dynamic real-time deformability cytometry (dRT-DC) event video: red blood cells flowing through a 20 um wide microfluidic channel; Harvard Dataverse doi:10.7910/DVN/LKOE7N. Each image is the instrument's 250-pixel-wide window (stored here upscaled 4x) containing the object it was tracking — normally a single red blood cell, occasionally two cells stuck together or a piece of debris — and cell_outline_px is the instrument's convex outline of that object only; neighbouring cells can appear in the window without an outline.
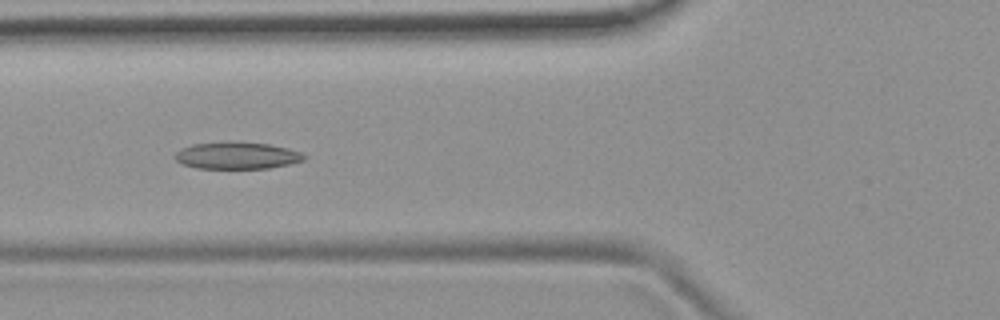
{"species": "common noctule bat (a hibernating species)", "species_latin": "Nyctalus noctula", "temperature_condition": "room temperature", "stored_images_in_passage": 7, "camera_frame_rate_fps": 3000, "um_per_image_px": 0.085, "animal": {"sex": "female", "body_mass_g": 19.9}, "frame": {"image": 1, "passage_image": 5, "time_ms": 1.333, "image_size_px": [1000, 320], "cell_outline_px": [[308, 156], [304, 160], [288, 164], [268, 168], [196, 168], [180, 164], [172, 156], [180, 148], [192, 144], [268, 144], [288, 148], [300, 152]], "centroid_in_image_um": [20.11, 13.26], "position_along_channel_um": 105.7, "area_um2": 19.59}}
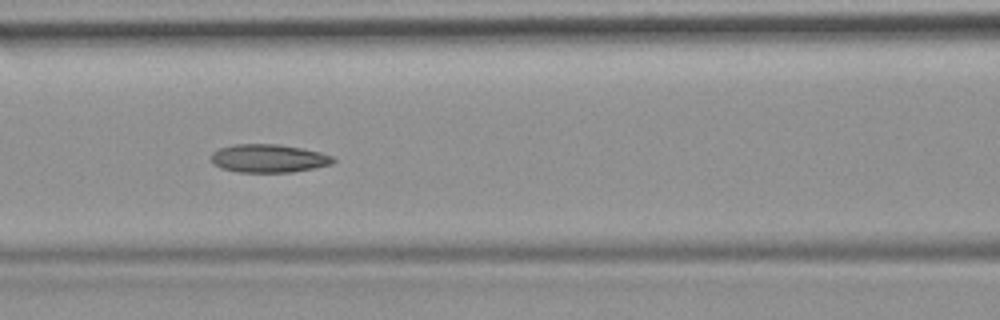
{"frame": {"image": 2, "passage_image": 6, "time_ms": 1.667, "image_size_px": [1000, 320], "cell_outline_px": [[336, 160], [332, 164], [316, 168], [292, 172], [240, 172], [220, 168], [212, 164], [212, 152], [220, 148], [232, 144], [276, 144], [300, 148], [320, 152], [332, 156]], "centroid_in_image_um": [22.83, 13.47], "position_along_channel_um": 143.8, "area_um2": 20.11}}
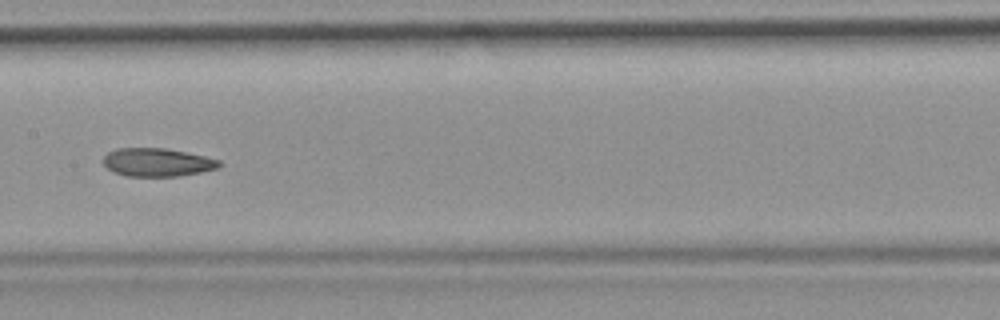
{"frame": {"image": 3, "passage_image": 7, "time_ms": 2.0, "image_size_px": [1000, 320], "cell_outline_px": [[224, 164], [220, 168], [200, 172], [176, 176], [124, 176], [112, 172], [104, 164], [104, 156], [108, 152], [116, 148], [164, 148], [204, 156], [220, 160]], "centroid_in_image_um": [13.38, 13.8], "position_along_channel_um": 194.0, "area_um2": 19.13}}